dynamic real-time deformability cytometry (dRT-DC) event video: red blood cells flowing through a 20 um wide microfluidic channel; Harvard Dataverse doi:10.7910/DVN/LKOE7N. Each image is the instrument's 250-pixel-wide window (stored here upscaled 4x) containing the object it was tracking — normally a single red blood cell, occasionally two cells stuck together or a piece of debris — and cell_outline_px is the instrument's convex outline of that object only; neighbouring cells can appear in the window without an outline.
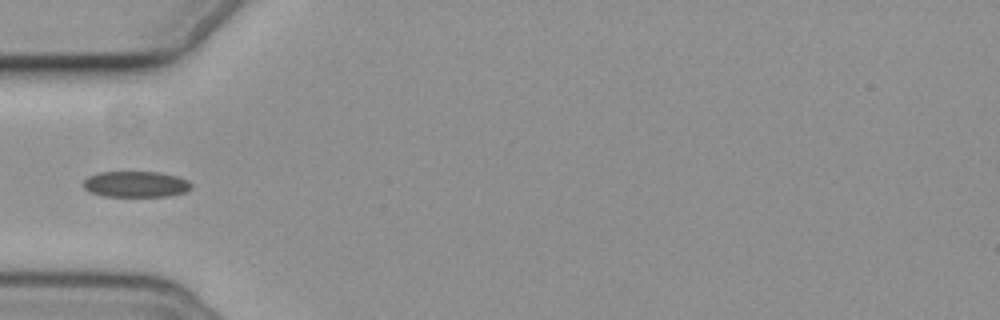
{"species": "common noctule bat (a hibernating species)", "species_latin": "Nyctalus noctula", "temperature_condition": "cold", "stored_images_in_passage": 4, "camera_frame_rate_fps": 3000, "um_per_image_px": 0.085, "animal": {"sex": "female", "body_mass_g": 19.3, "forearm_length_mm": 54.1}, "frame": {"image": 1, "passage_image": 4, "time_ms": 4.333, "image_size_px": [1000, 320], "cell_outline_px": [[192, 188], [184, 192], [168, 196], [104, 196], [92, 192], [84, 188], [84, 180], [88, 176], [96, 172], [160, 172], [176, 176], [188, 180], [192, 184]], "centroid_in_image_um": [11.56, 15.65], "position_along_channel_um": 73.4, "area_um2": 16.3}}